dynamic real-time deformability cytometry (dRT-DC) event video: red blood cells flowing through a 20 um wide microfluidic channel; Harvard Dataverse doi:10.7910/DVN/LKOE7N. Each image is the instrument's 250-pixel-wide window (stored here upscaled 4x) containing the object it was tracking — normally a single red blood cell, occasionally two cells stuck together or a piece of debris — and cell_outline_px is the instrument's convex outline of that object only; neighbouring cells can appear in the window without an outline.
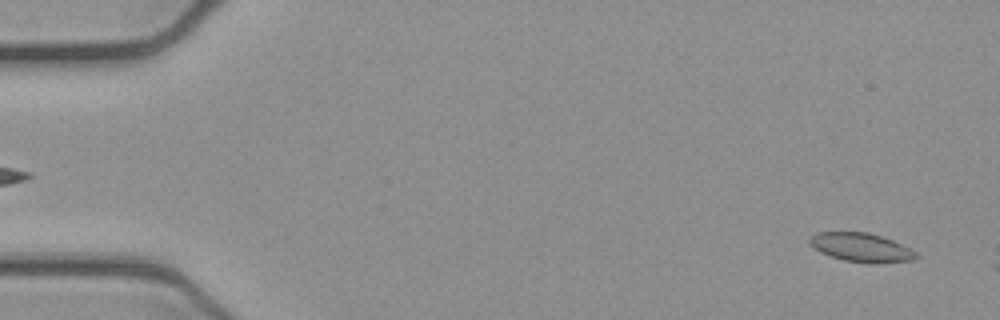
{"species": "common noctule bat (a hibernating species)", "species_latin": "Nyctalus noctula", "temperature_condition": "cold", "stored_images_in_passage": 8, "camera_frame_rate_fps": 3000, "um_per_image_px": 0.085, "animal": {"sex": "female", "body_mass_g": 21.9}, "frame": {"image": 1, "passage_image": 2, "time_ms": 0.333, "image_size_px": [1000, 320], "cell_outline_px": [[920, 256], [916, 260], [876, 264], [872, 264], [844, 260], [820, 252], [808, 244], [808, 236], [816, 232], [868, 232], [892, 240], [916, 252]], "centroid_in_image_um": [73.19, 21.04], "position_along_channel_um": 11.8, "area_um2": 18.09}}